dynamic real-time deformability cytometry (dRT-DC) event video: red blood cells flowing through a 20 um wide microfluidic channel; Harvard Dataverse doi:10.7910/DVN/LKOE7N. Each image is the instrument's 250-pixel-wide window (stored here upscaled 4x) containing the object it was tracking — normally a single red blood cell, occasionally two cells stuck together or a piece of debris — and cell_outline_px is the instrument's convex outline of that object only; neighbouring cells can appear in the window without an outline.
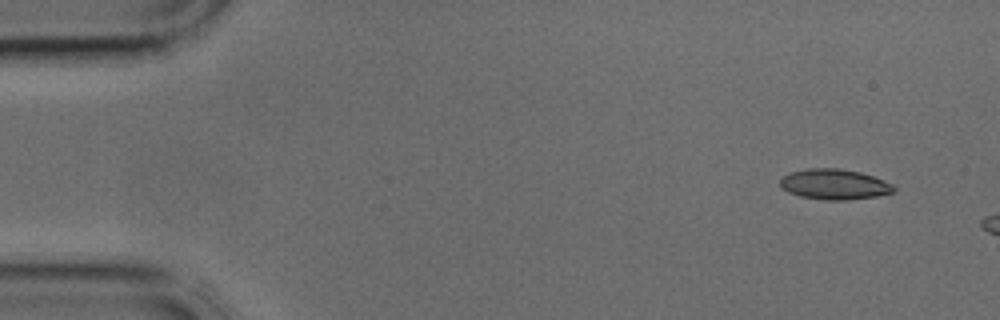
{"species": "common noctule bat (a hibernating species)", "species_latin": "Nyctalus noctula", "temperature_condition": "cold", "stored_images_in_passage": 2, "camera_frame_rate_fps": 3000, "um_per_image_px": 0.085, "animal": {"sex": "male", "body_mass_g": 17.9, "forearm_length_mm": 54.2}, "frame": {"image": 1, "passage_image": 1, "time_ms": 0.0, "image_size_px": [1000, 320], "cell_outline_px": [[896, 192], [876, 196], [848, 200], [824, 200], [800, 196], [788, 192], [780, 184], [780, 180], [788, 172], [808, 168], [840, 168], [860, 172], [884, 180], [892, 184], [896, 188]], "centroid_in_image_um": [70.94, 15.66], "position_along_channel_um": 14.1, "area_um2": 20.23}}